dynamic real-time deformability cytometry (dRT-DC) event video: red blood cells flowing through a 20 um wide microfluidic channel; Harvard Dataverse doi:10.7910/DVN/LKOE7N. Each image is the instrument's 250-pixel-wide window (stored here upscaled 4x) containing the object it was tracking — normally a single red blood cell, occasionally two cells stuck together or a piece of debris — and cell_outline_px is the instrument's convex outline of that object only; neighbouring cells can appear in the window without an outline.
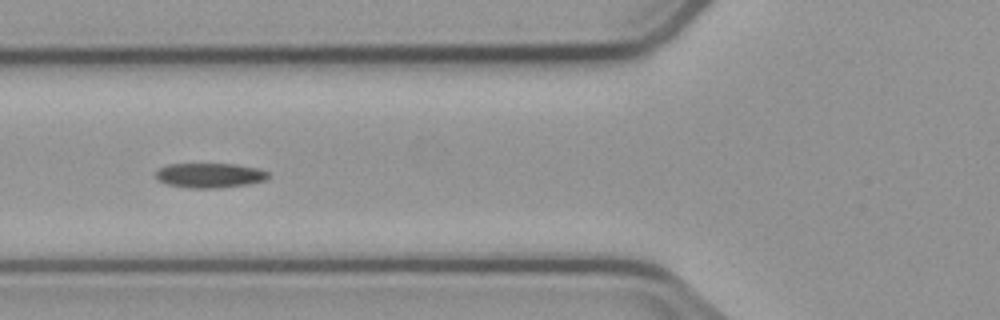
{"species": "common noctule bat (a hibernating species)", "species_latin": "Nyctalus noctula", "temperature_condition": "cold", "stored_images_in_passage": 6, "camera_frame_rate_fps": 3000, "um_per_image_px": 0.085, "animal": {"sex": "male", "body_mass_g": 23.1, "forearm_length_mm": 52.7}, "frame": {"image": 1, "passage_image": 6, "time_ms": 6.0, "image_size_px": [1000, 320], "cell_outline_px": [[268, 176], [264, 180], [248, 184], [220, 188], [188, 188], [168, 184], [156, 180], [156, 172], [160, 168], [168, 164], [236, 164], [256, 168], [268, 172]], "centroid_in_image_um": [17.8, 14.91], "position_along_channel_um": 108.0, "area_um2": 16.13}}